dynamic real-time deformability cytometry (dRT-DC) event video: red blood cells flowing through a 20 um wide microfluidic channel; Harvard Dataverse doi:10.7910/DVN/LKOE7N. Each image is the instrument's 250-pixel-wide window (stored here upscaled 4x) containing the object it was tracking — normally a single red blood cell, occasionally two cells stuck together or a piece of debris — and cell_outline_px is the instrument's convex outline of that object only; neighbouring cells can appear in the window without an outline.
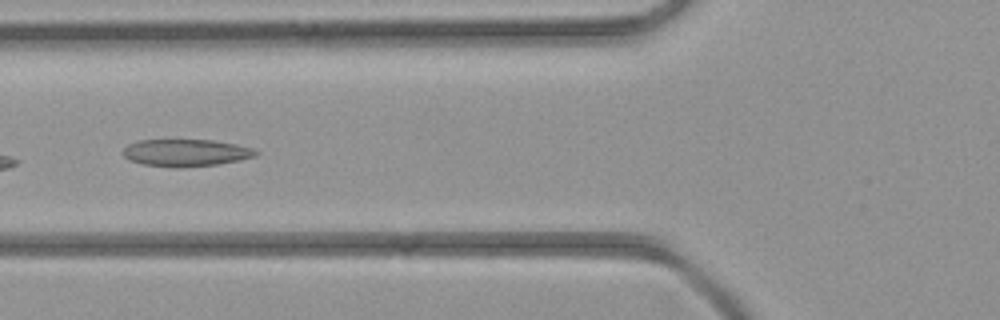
{"species": "common noctule bat (a hibernating species)", "species_latin": "Nyctalus noctula", "temperature_condition": "room temperature", "stored_images_in_passage": 5, "camera_frame_rate_fps": 3000, "um_per_image_px": 0.085, "animal": {"sex": "female", "body_mass_g": 21.9}, "frame": {"image": 1, "passage_image": 5, "time_ms": 4.667, "image_size_px": [1000, 320], "cell_outline_px": [[260, 152], [256, 156], [240, 160], [216, 164], [176, 168], [144, 164], [128, 160], [120, 152], [128, 144], [140, 140], [212, 140], [236, 144], [252, 148]], "centroid_in_image_um": [15.78, 12.98], "position_along_channel_um": 110.0, "area_um2": 21.04}}